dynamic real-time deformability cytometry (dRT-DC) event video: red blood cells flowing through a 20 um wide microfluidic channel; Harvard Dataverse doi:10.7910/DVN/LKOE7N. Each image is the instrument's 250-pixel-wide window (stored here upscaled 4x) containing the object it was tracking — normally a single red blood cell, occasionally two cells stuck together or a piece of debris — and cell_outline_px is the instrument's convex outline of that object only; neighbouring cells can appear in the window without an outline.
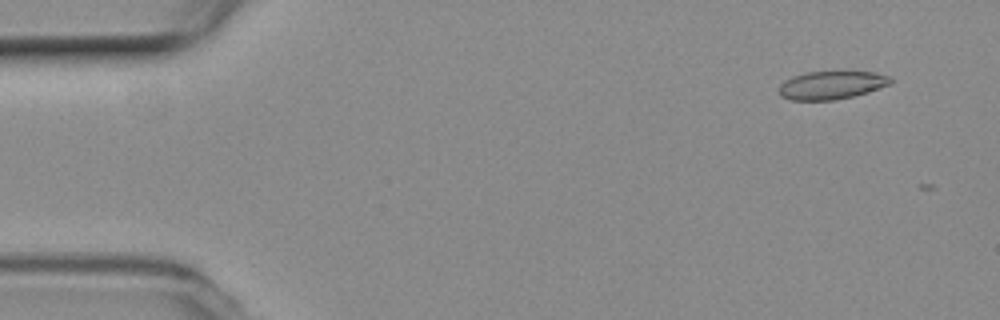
{"species": "common noctule bat (a hibernating species)", "species_latin": "Nyctalus noctula", "temperature_condition": "room temperature", "stored_images_in_passage": 4, "camera_frame_rate_fps": 3000, "um_per_image_px": 0.085, "animal": {"sex": "female", "body_mass_g": 19.3, "forearm_length_mm": 54.1}, "frame": {"image": 1, "passage_image": 2, "time_ms": 0.333, "image_size_px": [1000, 320], "cell_outline_px": [[892, 84], [868, 92], [852, 96], [832, 100], [792, 100], [780, 96], [780, 84], [784, 80], [792, 76], [808, 72], [876, 72], [892, 76]], "centroid_in_image_um": [70.71, 7.23], "position_along_channel_um": 14.3, "area_um2": 18.32}}